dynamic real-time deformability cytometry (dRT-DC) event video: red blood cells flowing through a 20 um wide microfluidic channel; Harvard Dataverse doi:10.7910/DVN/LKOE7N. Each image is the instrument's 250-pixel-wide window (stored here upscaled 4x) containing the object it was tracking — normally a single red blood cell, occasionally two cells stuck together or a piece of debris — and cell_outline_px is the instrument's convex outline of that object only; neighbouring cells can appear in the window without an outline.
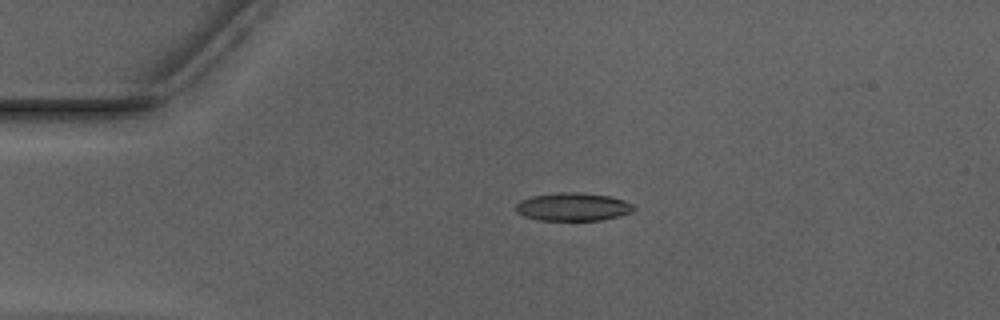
{"species": "Egyptian fruit bat (a non-hibernating species)", "species_latin": "Rousettus aegyptiacus", "temperature_condition": "warm", "stored_images_in_passage": 11, "camera_frame_rate_fps": 3000, "um_per_image_px": 0.085, "animal": {"sex": "male"}, "frame": {"image": 1, "passage_image": 1, "time_ms": 0.0, "image_size_px": [1000, 320], "cell_outline_px": [[636, 208], [632, 212], [620, 216], [600, 220], [536, 220], [524, 216], [516, 212], [516, 204], [520, 200], [532, 196], [560, 192], [576, 192], [608, 196], [624, 200], [636, 204]], "centroid_in_image_um": [48.72, 17.58], "position_along_channel_um": 36.3, "area_um2": 19.42}}
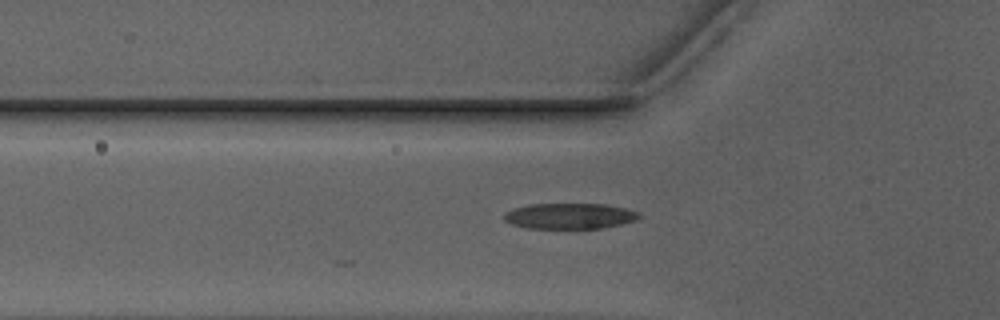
{"frame": {"image": 2, "passage_image": 7, "time_ms": 2.0, "image_size_px": [1000, 320], "cell_outline_px": [[640, 216], [636, 220], [604, 228], [528, 228], [512, 224], [504, 220], [504, 212], [512, 208], [532, 204], [608, 204], [624, 208], [636, 212]], "centroid_in_image_um": [48.38, 18.36], "position_along_channel_um": 77.4, "area_um2": 20.11}}
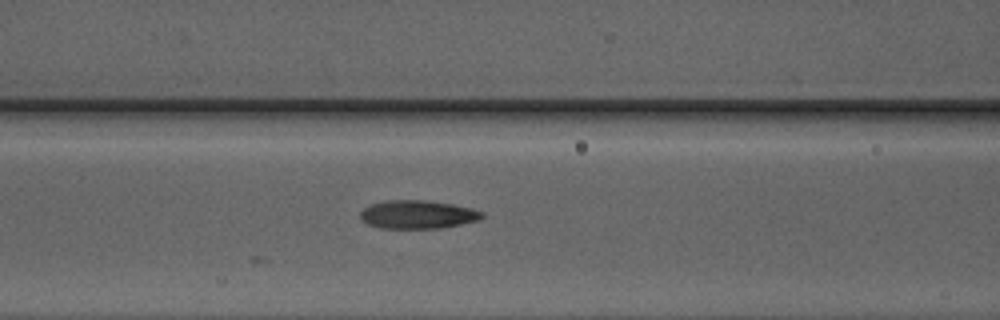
{"frame": {"image": 3, "passage_image": 11, "time_ms": 3.333, "image_size_px": [1000, 320], "cell_outline_px": [[484, 216], [476, 220], [460, 224], [440, 228], [380, 228], [368, 224], [360, 216], [360, 212], [364, 208], [372, 204], [384, 200], [424, 200], [452, 204], [484, 212]], "centroid_in_image_um": [35.47, 18.23], "position_along_channel_um": 131.1, "area_um2": 19.83}}